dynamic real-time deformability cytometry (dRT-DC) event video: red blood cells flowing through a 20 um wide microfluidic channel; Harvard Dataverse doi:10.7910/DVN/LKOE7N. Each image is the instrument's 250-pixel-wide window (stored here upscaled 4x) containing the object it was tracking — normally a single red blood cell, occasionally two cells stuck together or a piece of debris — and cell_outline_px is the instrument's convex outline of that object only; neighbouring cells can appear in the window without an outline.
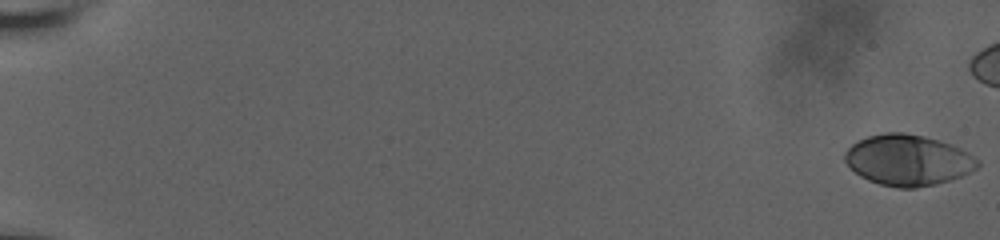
{"species": "human", "species_latin": "Homo sapiens", "temperature_condition": "room temperature", "stored_images_in_passage": 57, "camera_frame_rate_fps": 3000, "um_per_image_px": 0.085, "donor": {"sex": "male"}, "frame": {"image": 1, "passage_image": 1, "time_ms": 0.0, "image_size_px": [1000, 240], "cell_outline_px": [[980, 164], [976, 168], [960, 176], [936, 184], [916, 188], [900, 188], [880, 184], [868, 180], [860, 176], [844, 160], [844, 152], [852, 144], [868, 136], [884, 132], [904, 132], [924, 136], [940, 140], [952, 144], [968, 152], [980, 160]], "centroid_in_image_um": [77.18, 13.6], "position_along_channel_um": 7.8, "area_um2": 39.3}}
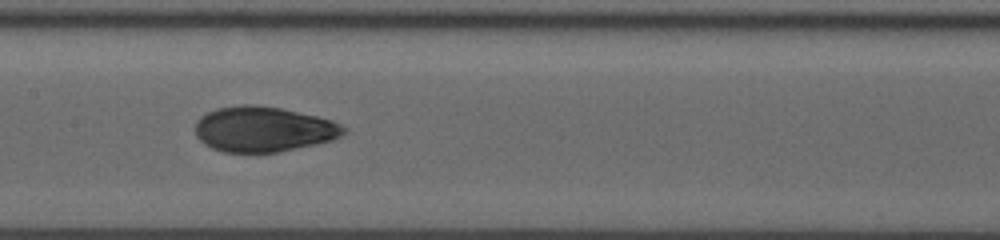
{"frame": {"image": 2, "passage_image": 34, "time_ms": 11.0, "image_size_px": [1000, 240], "cell_outline_px": [[348, 128], [340, 136], [332, 140], [316, 144], [280, 152], [224, 152], [212, 148], [204, 144], [196, 136], [196, 120], [200, 116], [216, 108], [244, 104], [256, 104], [280, 108], [316, 116], [332, 120]], "centroid_in_image_um": [22.38, 10.98], "position_along_channel_um": 185.0, "area_um2": 39.25}}
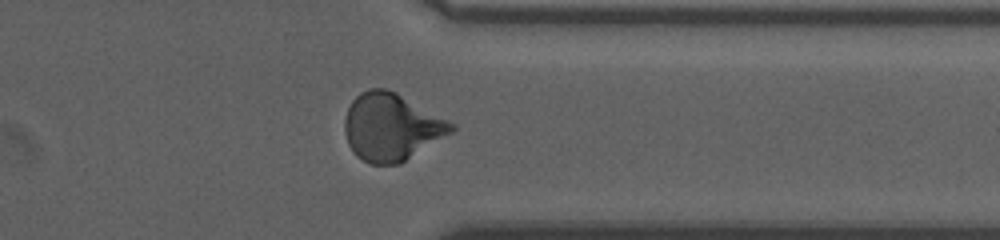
{"frame": {"image": 3, "passage_image": 50, "time_ms": 16.333, "image_size_px": [1000, 240], "cell_outline_px": [[456, 128], [452, 132], [400, 164], [368, 164], [356, 156], [352, 152], [348, 144], [344, 132], [344, 120], [348, 108], [352, 100], [360, 92], [368, 88], [384, 88], [396, 92], [456, 124]], "centroid_in_image_um": [33.24, 10.8], "position_along_channel_um": 378.2, "area_um2": 42.02}}